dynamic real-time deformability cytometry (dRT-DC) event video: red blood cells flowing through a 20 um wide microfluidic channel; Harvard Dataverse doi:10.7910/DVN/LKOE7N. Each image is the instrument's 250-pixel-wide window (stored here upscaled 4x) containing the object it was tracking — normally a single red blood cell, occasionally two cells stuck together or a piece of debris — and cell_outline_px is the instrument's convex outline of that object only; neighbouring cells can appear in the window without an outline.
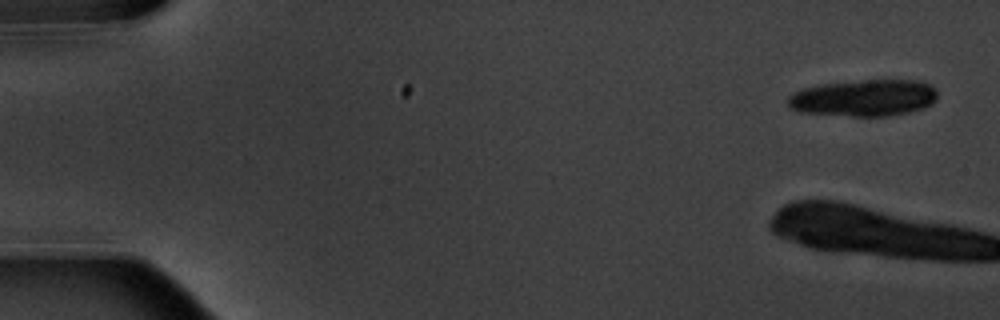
{"species": "common noctule bat (a hibernating species)", "species_latin": "Nyctalus noctula", "temperature_condition": "warm", "stored_images_in_passage": 6, "camera_frame_rate_fps": 3000, "um_per_image_px": 0.085, "animal": {"sex": "male", "body_mass_g": 20.1, "forearm_length_mm": 53.5}, "frame": {"image": 1, "passage_image": 1, "time_ms": 0.0, "image_size_px": [1000, 320], "cell_outline_px": [[936, 100], [924, 108], [908, 112], [888, 116], [852, 116], [796, 112], [788, 108], [788, 96], [792, 92], [804, 88], [824, 84], [864, 80], [916, 80], [928, 84], [936, 88]], "centroid_in_image_um": [73.4, 8.33], "position_along_channel_um": 11.6, "area_um2": 32.08}}